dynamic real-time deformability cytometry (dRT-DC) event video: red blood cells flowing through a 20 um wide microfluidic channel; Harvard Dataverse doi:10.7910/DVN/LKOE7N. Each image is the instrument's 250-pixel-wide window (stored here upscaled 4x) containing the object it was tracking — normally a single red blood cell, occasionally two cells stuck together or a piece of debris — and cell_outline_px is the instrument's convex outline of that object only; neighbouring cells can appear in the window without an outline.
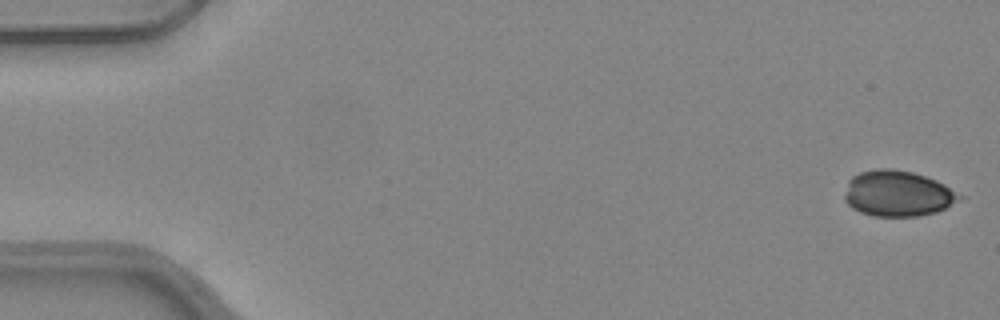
{"species": "common noctule bat (a hibernating species)", "species_latin": "Nyctalus noctula", "temperature_condition": "warm", "stored_images_in_passage": 6, "camera_frame_rate_fps": 3000, "um_per_image_px": 0.085, "animal": {"sex": "female", "body_mass_g": 24.6, "forearm_length_mm": 56.2}, "frame": {"image": 1, "passage_image": 1, "time_ms": 0.0, "image_size_px": [1000, 320], "cell_outline_px": [[964, 196], [960, 200], [936, 212], [920, 216], [872, 216], [860, 212], [852, 208], [844, 200], [844, 196], [848, 180], [852, 176], [860, 172], [876, 168], [892, 168], [912, 172], [936, 180], [944, 184]], "centroid_in_image_um": [76.29, 16.45], "position_along_channel_um": 8.7, "area_um2": 30.81}}